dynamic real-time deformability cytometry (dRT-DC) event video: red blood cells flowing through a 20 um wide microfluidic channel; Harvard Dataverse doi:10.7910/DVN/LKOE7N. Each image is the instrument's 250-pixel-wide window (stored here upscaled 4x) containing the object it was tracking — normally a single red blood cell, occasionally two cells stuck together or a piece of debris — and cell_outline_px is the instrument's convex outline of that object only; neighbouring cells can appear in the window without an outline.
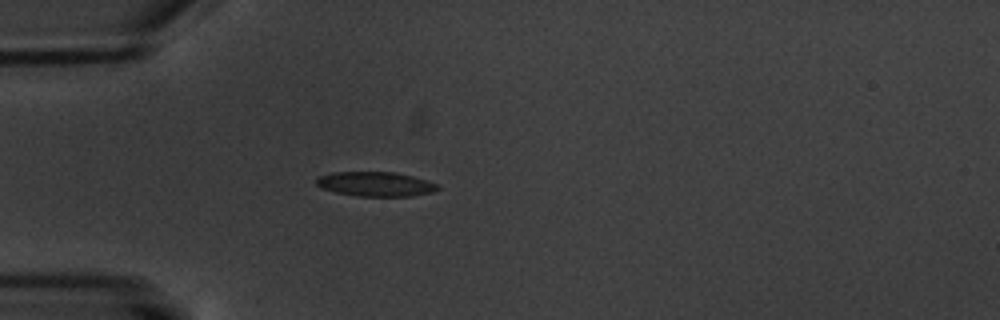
{"species": "common noctule bat (a hibernating species)", "species_latin": "Nyctalus noctula", "temperature_condition": "warm", "stored_images_in_passage": 4, "camera_frame_rate_fps": 3000, "um_per_image_px": 0.085, "animal": {"sex": "male", "body_mass_g": 20.1, "forearm_length_mm": 53.5}, "frame": {"image": 1, "passage_image": 3, "time_ms": 3.333, "image_size_px": [1000, 320], "cell_outline_px": [[440, 188], [432, 192], [412, 196], [360, 196], [336, 192], [320, 188], [316, 184], [316, 176], [332, 172], [396, 172], [412, 176], [436, 184]], "centroid_in_image_um": [31.86, 15.64], "position_along_channel_um": 53.1, "area_um2": 17.28}}